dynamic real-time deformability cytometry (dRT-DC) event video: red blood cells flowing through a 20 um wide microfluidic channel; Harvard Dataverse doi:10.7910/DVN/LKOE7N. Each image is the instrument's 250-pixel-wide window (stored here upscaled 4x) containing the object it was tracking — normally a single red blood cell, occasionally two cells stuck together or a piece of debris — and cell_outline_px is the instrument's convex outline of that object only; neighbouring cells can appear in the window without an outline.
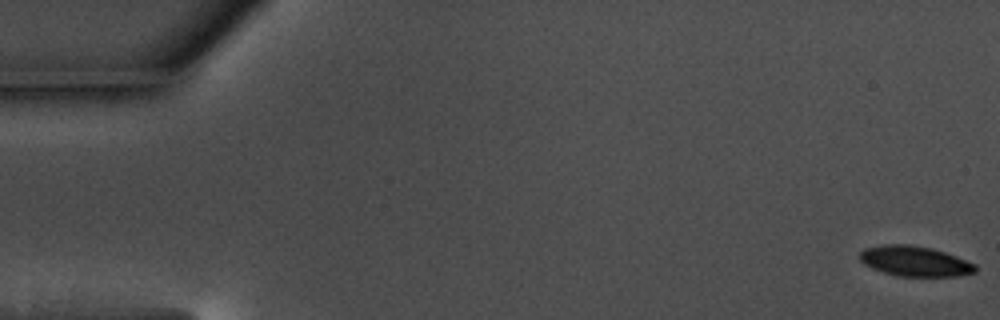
{"species": "common noctule bat (a hibernating species)", "species_latin": "Nyctalus noctula", "temperature_condition": "warm", "stored_images_in_passage": 58, "camera_frame_rate_fps": 3000, "um_per_image_px": 0.085, "animal": {"sex": "male", "body_mass_g": 17.5, "forearm_length_mm": 52.3}, "frame": {"image": 1, "passage_image": 1, "time_ms": 0.0, "image_size_px": [1000, 320], "cell_outline_px": [[976, 272], [956, 276], [896, 276], [872, 268], [864, 264], [860, 260], [860, 252], [864, 248], [884, 244], [912, 244], [932, 248], [956, 256], [976, 264]], "centroid_in_image_um": [77.75, 22.19], "position_along_channel_um": 7.2, "area_um2": 20.4}}
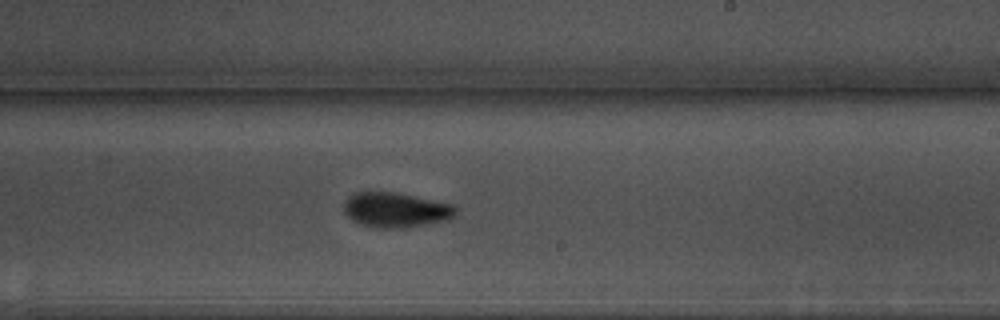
{"frame": {"image": 2, "passage_image": 35, "time_ms": 11.333, "image_size_px": [1000, 320], "cell_outline_px": [[456, 212], [448, 220], [400, 228], [384, 228], [360, 224], [352, 220], [344, 212], [344, 200], [348, 196], [356, 192], [392, 192], [452, 204], [456, 208]], "centroid_in_image_um": [33.59, 17.84], "position_along_channel_um": 255.4, "area_um2": 22.37}}
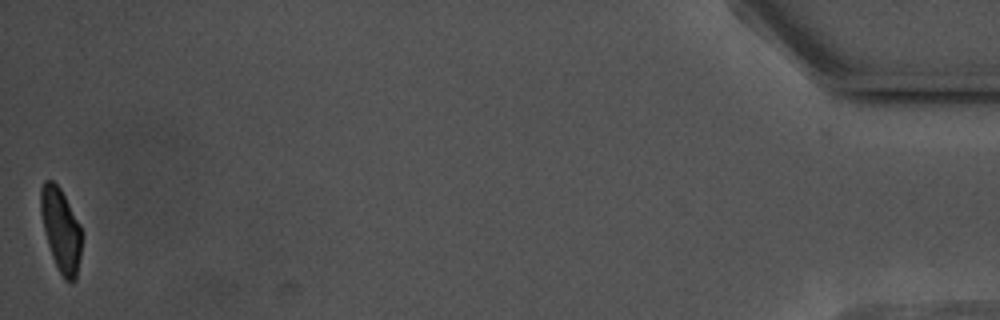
{"frame": {"image": 3, "passage_image": 58, "time_ms": 19.0, "image_size_px": [1000, 320], "cell_outline_px": [[80, 256], [76, 280], [72, 284], [64, 280], [52, 256], [48, 244], [40, 212], [40, 188], [44, 180], [52, 180], [60, 188], [80, 224]], "centroid_in_image_um": [5.16, 19.54], "position_along_channel_um": 430.0, "area_um2": 19.71}, "authors_computed_cell_mechanics": {"area_um2": 21.4149, "velocity_mm_per_s": 3.555, "shape_relaxation_time_tau1_ms": 2.848, "shape_relaxation_time_tau2_ms": 5.1777, "deformation_change_tau1": 0.1088, "deformation_change_tau2": 0.0853}}